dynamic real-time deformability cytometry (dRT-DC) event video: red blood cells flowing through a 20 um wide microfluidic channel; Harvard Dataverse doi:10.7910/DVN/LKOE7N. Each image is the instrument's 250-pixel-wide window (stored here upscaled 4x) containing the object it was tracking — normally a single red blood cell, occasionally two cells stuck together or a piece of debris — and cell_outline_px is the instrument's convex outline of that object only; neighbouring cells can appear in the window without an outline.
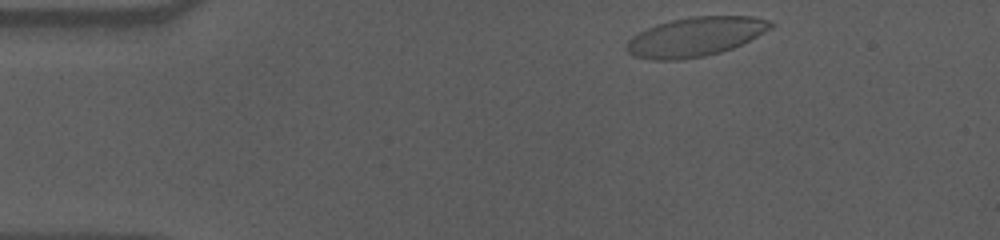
{"species": "human", "species_latin": "Homo sapiens", "temperature_condition": "cold", "stored_images_in_passage": 42, "camera_frame_rate_fps": 3000, "um_per_image_px": 0.085, "donor": {"sex": "male"}, "frame": {"image": 1, "passage_image": 1, "time_ms": 0.0, "image_size_px": [1000, 240], "cell_outline_px": [[776, 24], [772, 28], [732, 48], [720, 52], [704, 56], [680, 60], [652, 60], [632, 56], [624, 48], [624, 44], [632, 36], [656, 24], [672, 20], [692, 16], [752, 16], [772, 20]], "centroid_in_image_um": [59.08, 3.12], "position_along_channel_um": 25.9, "area_um2": 33.06}}
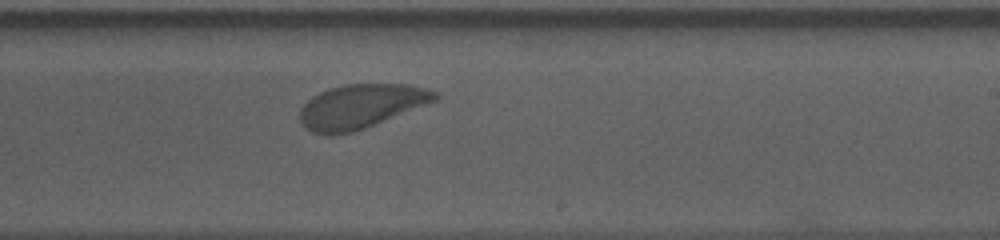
{"frame": {"image": 2, "passage_image": 27, "time_ms": 8.667, "image_size_px": [1000, 240], "cell_outline_px": [[440, 96], [436, 100], [364, 128], [352, 132], [332, 136], [328, 136], [312, 132], [300, 120], [300, 108], [312, 96], [320, 92], [344, 84], [408, 84], [440, 92]], "centroid_in_image_um": [30.67, 9.03], "position_along_channel_um": 258.3, "area_um2": 34.39}}
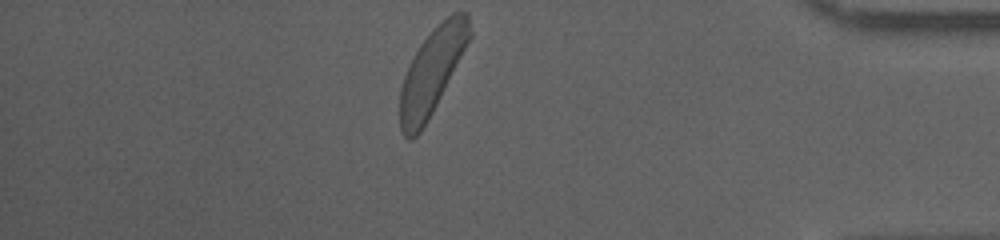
{"frame": {"image": 3, "passage_image": 42, "time_ms": 13.667, "image_size_px": [1000, 240], "cell_outline_px": [[472, 36], [428, 120], [420, 132], [412, 140], [408, 140], [404, 136], [400, 128], [400, 88], [404, 76], [412, 56], [420, 44], [452, 12], [468, 12], [472, 32]], "centroid_in_image_um": [36.71, 6.09], "position_along_channel_um": 398.5, "area_um2": 34.22}, "authors_computed_cell_mechanics": {"area_um2": 35.258, "velocity_mm_per_s": 3.506, "shape_relaxation_time_tau1_ms": 3.0096, "shape_relaxation_time_tau2_ms": 10.9004, "deformation_change_tau1": 0.1481, "deformation_change_tau2": 0.1372}}